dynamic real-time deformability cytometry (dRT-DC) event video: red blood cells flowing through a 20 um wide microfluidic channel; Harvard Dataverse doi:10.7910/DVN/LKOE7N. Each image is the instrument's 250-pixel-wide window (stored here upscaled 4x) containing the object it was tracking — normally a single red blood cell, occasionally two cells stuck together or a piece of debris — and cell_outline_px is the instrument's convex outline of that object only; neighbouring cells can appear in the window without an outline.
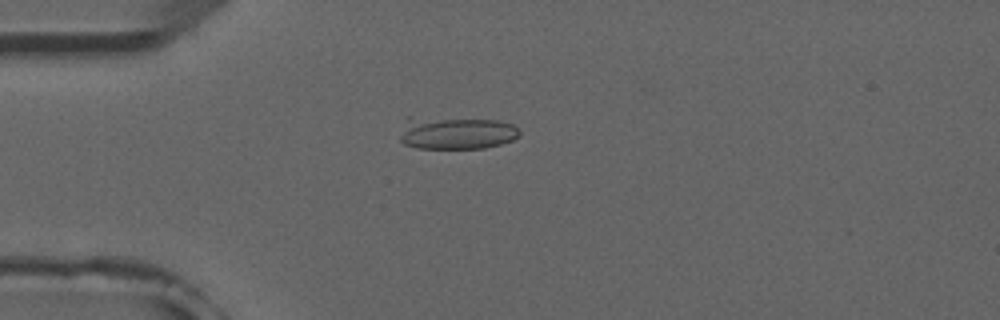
{"species": "common noctule bat (a hibernating species)", "species_latin": "Nyctalus noctula", "temperature_condition": "room temperature", "stored_images_in_passage": 4, "camera_frame_rate_fps": 3000, "um_per_image_px": 0.085, "animal": {"sex": "male", "forearm_length_mm": 52.5}, "frame": {"image": 1, "passage_image": 3, "time_ms": 3.333, "image_size_px": [1000, 320], "cell_outline_px": [[520, 136], [512, 140], [500, 144], [484, 148], [416, 148], [404, 144], [400, 140], [400, 136], [408, 116], [496, 120], [512, 124], [520, 132]], "centroid_in_image_um": [38.76, 11.29], "position_along_channel_um": 46.2, "area_um2": 22.83}}